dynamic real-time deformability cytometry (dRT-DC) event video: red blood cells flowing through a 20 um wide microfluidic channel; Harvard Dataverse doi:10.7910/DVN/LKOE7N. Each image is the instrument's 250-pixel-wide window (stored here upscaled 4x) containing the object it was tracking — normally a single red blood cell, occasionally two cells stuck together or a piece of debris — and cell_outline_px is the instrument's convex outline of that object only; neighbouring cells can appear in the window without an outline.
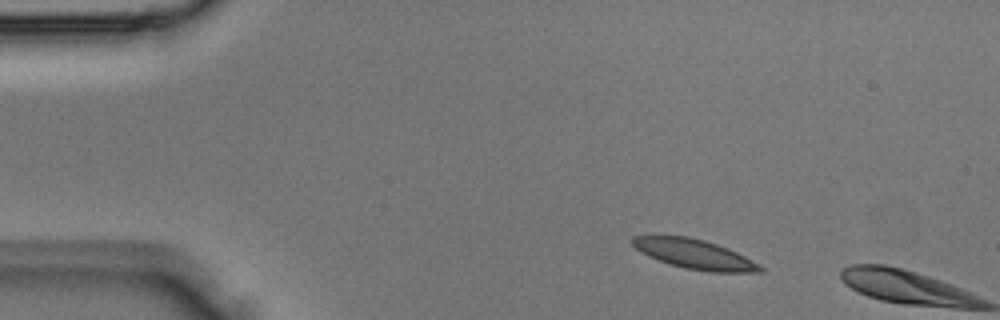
{"species": "Egyptian fruit bat (a non-hibernating species)", "species_latin": "Rousettus aegyptiacus", "temperature_condition": "room temperature", "stored_images_in_passage": 2, "camera_frame_rate_fps": 3000, "um_per_image_px": 0.085, "animal": {"sex": "male"}, "frame": {"image": 1, "passage_image": 1, "time_ms": 0.0, "image_size_px": [1000, 320], "cell_outline_px": [[764, 272], [712, 272], [684, 268], [648, 256], [636, 248], [632, 244], [632, 236], [688, 236], [704, 240], [728, 248], [760, 264], [764, 268]], "centroid_in_image_um": [59.07, 21.6], "position_along_channel_um": 25.9, "area_um2": 21.73}}